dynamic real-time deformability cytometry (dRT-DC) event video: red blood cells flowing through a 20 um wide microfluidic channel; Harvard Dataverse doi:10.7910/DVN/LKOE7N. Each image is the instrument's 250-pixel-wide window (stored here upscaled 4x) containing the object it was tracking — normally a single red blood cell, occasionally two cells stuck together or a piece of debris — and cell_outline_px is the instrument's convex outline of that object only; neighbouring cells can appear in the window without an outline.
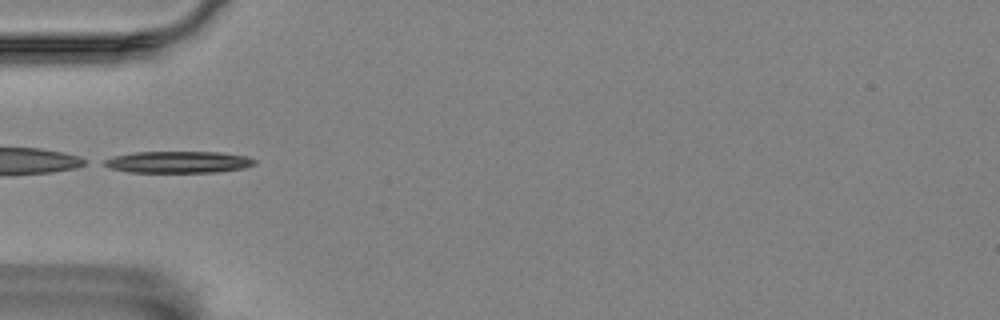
{"species": "Egyptian fruit bat (a non-hibernating species)", "species_latin": "Rousettus aegyptiacus", "temperature_condition": "room temperature", "stored_images_in_passage": 8, "segment_of_instrument_passage": [2, 2], "camera_frame_rate_fps": 3000, "um_per_image_px": 0.085, "animal": {"sex": "female"}, "frame": {"image": 1, "passage_image": 6, "time_ms": 1.667, "image_size_px": [1000, 320], "cell_outline_px": [[256, 164], [244, 168], [216, 172], [128, 172], [108, 168], [100, 164], [104, 160], [112, 156], [136, 152], [220, 152], [248, 156], [256, 160]], "centroid_in_image_um": [15.13, 13.77], "position_along_channel_um": 69.9, "area_um2": 19.25}}
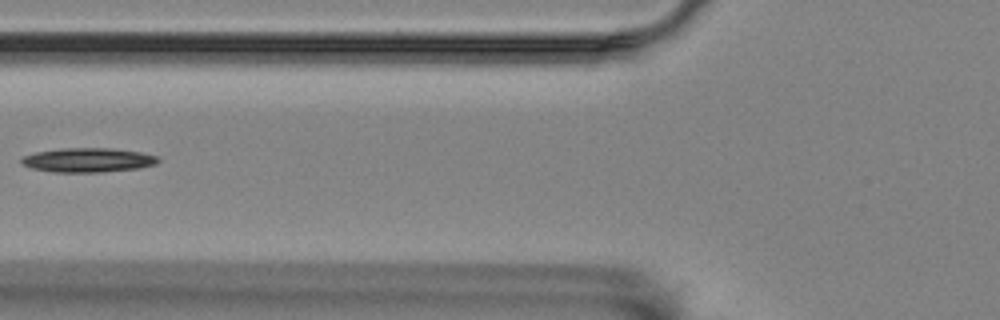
{"frame": {"image": 2, "passage_image": 7, "time_ms": 2.0, "image_size_px": [1000, 320], "cell_outline_px": [[160, 160], [156, 164], [140, 168], [100, 172], [52, 172], [32, 168], [24, 164], [20, 160], [24, 156], [36, 152], [64, 148], [108, 148], [140, 152], [156, 156]], "centroid_in_image_um": [7.49, 13.61], "position_along_channel_um": 118.3, "area_um2": 19.13}}
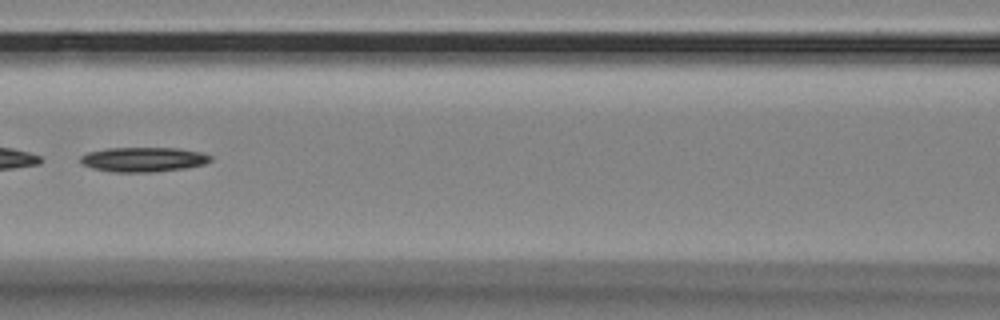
{"frame": {"image": 3, "passage_image": 8, "time_ms": 2.333, "image_size_px": [1000, 320], "cell_outline_px": [[212, 160], [204, 164], [188, 168], [152, 172], [112, 172], [92, 168], [84, 164], [80, 160], [80, 156], [88, 152], [108, 148], [180, 148], [204, 152], [212, 156]], "centroid_in_image_um": [12.24, 13.55], "position_along_channel_um": 154.4, "area_um2": 18.84}}